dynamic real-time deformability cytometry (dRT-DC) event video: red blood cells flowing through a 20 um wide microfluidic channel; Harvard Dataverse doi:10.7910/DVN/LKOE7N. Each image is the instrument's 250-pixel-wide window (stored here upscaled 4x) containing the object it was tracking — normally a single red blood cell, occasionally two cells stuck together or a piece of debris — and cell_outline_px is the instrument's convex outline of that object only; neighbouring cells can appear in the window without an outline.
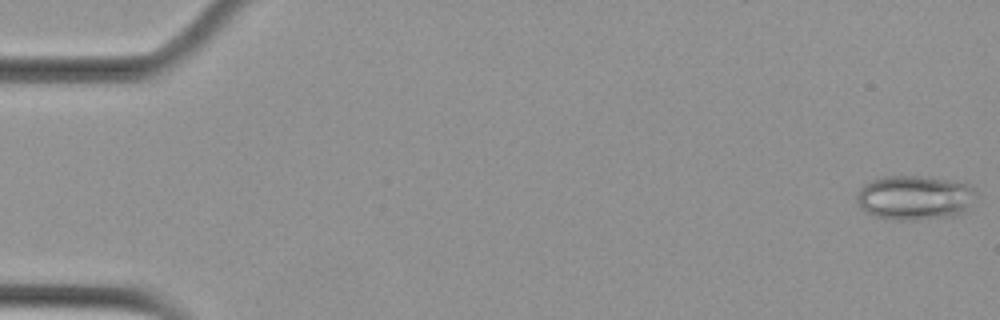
{"species": "Egyptian fruit bat (a non-hibernating species)", "species_latin": "Rousettus aegyptiacus", "temperature_condition": "cold", "stored_images_in_passage": 11, "camera_frame_rate_fps": 3000, "um_per_image_px": 0.085, "animal": {"sex": "female"}, "frame": {"image": 1, "passage_image": 1, "time_ms": 0.0, "image_size_px": [1000, 320], "cell_outline_px": [[976, 192], [964, 212], [956, 216], [916, 220], [896, 220], [876, 216], [860, 208], [856, 200], [856, 196], [860, 188], [864, 184], [872, 180], [884, 176], [916, 176], [948, 180], [972, 184], [976, 188]], "centroid_in_image_um": [77.74, 16.8], "position_along_channel_um": 7.3, "area_um2": 30.92}}
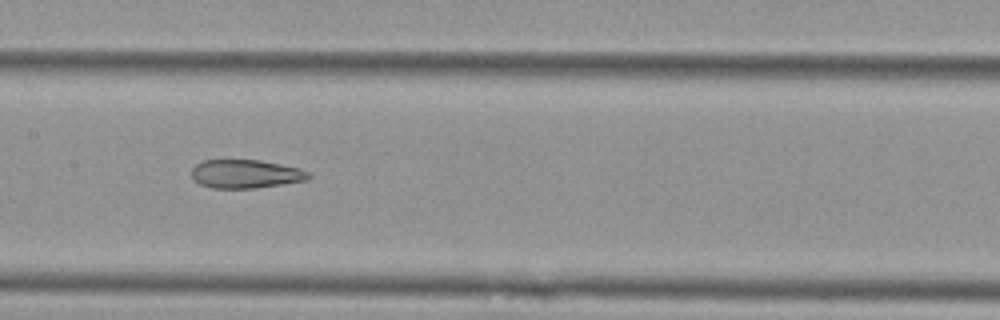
{"frame": {"image": 2, "passage_image": 8, "time_ms": 2.333, "image_size_px": [1000, 320], "cell_outline_px": [[312, 176], [308, 180], [256, 188], [212, 188], [200, 184], [192, 180], [192, 168], [196, 164], [204, 160], [260, 160], [300, 168], [308, 172]], "centroid_in_image_um": [20.88, 14.78], "position_along_channel_um": 186.5, "area_um2": 19.54}}
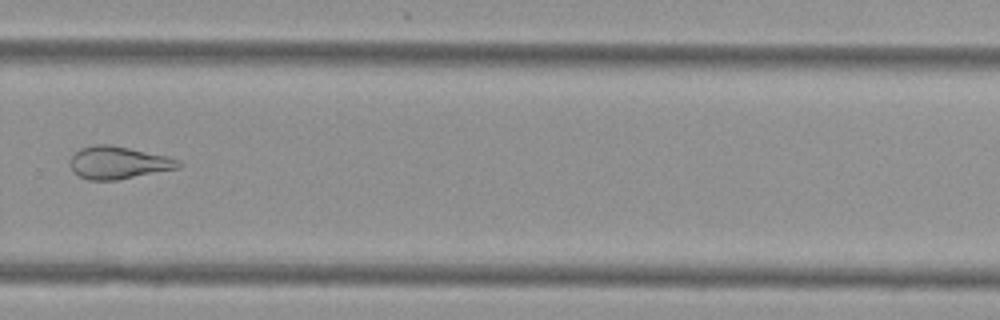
{"frame": {"image": 3, "passage_image": 11, "time_ms": 3.333, "image_size_px": [1000, 320], "cell_outline_px": [[184, 164], [180, 168], [116, 180], [88, 180], [72, 172], [72, 156], [80, 148], [96, 144], [108, 144], [168, 156], [180, 160]], "centroid_in_image_um": [10.11, 13.83], "position_along_channel_um": 319.7, "area_um2": 20.46}}